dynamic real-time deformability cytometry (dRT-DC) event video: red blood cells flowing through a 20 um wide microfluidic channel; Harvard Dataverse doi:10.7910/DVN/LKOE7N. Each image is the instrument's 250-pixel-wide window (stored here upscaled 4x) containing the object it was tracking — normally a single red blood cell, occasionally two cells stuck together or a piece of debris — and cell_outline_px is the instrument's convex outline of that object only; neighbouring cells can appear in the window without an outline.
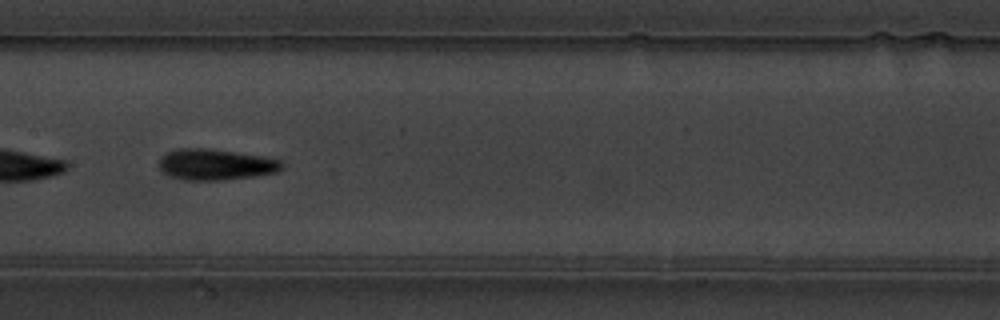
{"species": "common noctule bat (a hibernating species)", "species_latin": "Nyctalus noctula", "temperature_condition": "warm", "stored_images_in_passage": 37, "camera_frame_rate_fps": 3000, "um_per_image_px": 0.085, "animal": {"sex": "male", "body_mass_g": 19.5, "forearm_length_mm": 54.6}, "frame": {"image": 1, "passage_image": 27, "time_ms": 8.667, "image_size_px": [1000, 320], "cell_outline_px": [[284, 168], [276, 172], [252, 176], [220, 180], [184, 180], [168, 176], [160, 168], [160, 156], [176, 148], [204, 148], [236, 152], [260, 156], [280, 160], [284, 164]], "centroid_in_image_um": [18.3, 13.98], "position_along_channel_um": 189.1, "area_um2": 22.08}}